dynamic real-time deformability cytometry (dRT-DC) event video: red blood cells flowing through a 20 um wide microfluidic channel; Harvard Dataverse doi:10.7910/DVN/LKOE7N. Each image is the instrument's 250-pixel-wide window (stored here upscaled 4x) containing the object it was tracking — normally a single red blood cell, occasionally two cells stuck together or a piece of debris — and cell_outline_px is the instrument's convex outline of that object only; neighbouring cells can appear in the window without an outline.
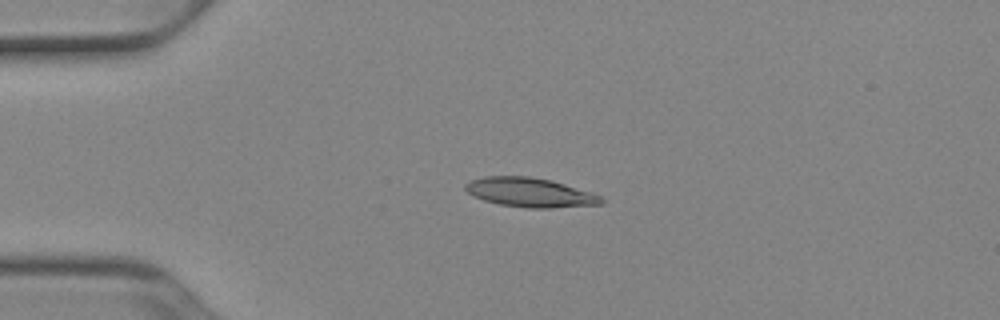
{"species": "Egyptian fruit bat (a non-hibernating species)", "species_latin": "Rousettus aegyptiacus", "temperature_condition": "cold", "stored_images_in_passage": 40, "camera_frame_rate_fps": 3000, "um_per_image_px": 0.085, "animal": {"sex": "female"}, "frame": {"image": 1, "passage_image": 1, "time_ms": 0.0, "image_size_px": [1000, 320], "cell_outline_px": [[604, 200], [600, 204], [552, 208], [528, 208], [500, 204], [484, 200], [472, 196], [464, 188], [464, 184], [472, 180], [484, 176], [528, 176], [552, 180], [592, 192], [600, 196]], "centroid_in_image_um": [45.04, 16.35], "position_along_channel_um": 40.0, "area_um2": 23.18}}
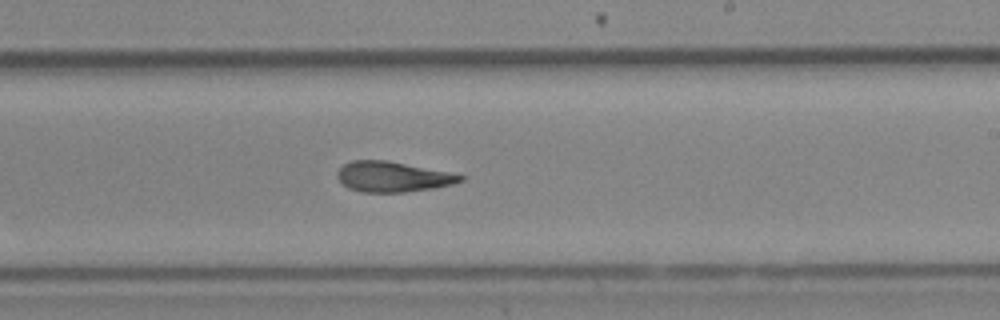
{"frame": {"image": 2, "passage_image": 20, "time_ms": 6.333, "image_size_px": [1000, 320], "cell_outline_px": [[464, 180], [452, 184], [432, 188], [404, 192], [364, 192], [348, 188], [336, 176], [336, 172], [344, 164], [352, 160], [388, 160], [448, 172], [464, 176]], "centroid_in_image_um": [33.35, 15.01], "position_along_channel_um": 255.7, "area_um2": 21.56}}
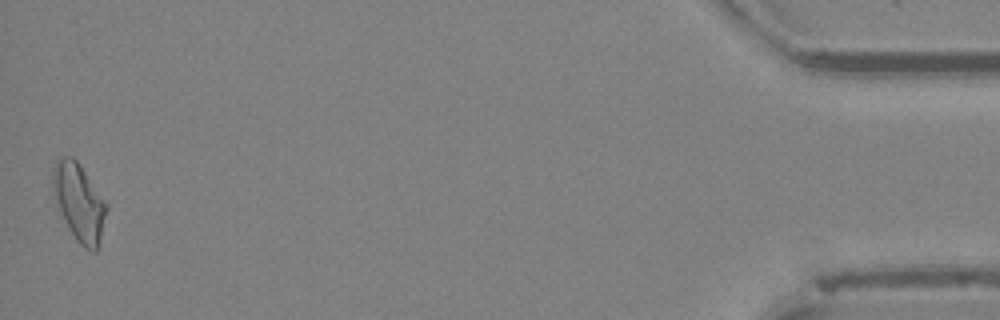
{"frame": {"image": 3, "passage_image": 40, "time_ms": 13.0, "image_size_px": [1000, 320], "cell_outline_px": [[108, 208], [96, 252], [92, 252], [84, 248], [76, 240], [64, 220], [56, 200], [52, 188], [52, 168], [56, 160], [64, 156], [72, 156], [76, 160], [108, 204]], "centroid_in_image_um": [6.72, 17.18], "position_along_channel_um": 428.5, "area_um2": 23.93}, "authors_computed_cell_mechanics": {"area_um2": 22.4264, "velocity_mm_per_s": 3.9086, "shape_relaxation_time_tau1_ms": 4.6133, "shape_relaxation_time_tau2_ms": 3.2526, "deformation_change_tau1": 0.1628, "deformation_change_tau2": 0.131}}